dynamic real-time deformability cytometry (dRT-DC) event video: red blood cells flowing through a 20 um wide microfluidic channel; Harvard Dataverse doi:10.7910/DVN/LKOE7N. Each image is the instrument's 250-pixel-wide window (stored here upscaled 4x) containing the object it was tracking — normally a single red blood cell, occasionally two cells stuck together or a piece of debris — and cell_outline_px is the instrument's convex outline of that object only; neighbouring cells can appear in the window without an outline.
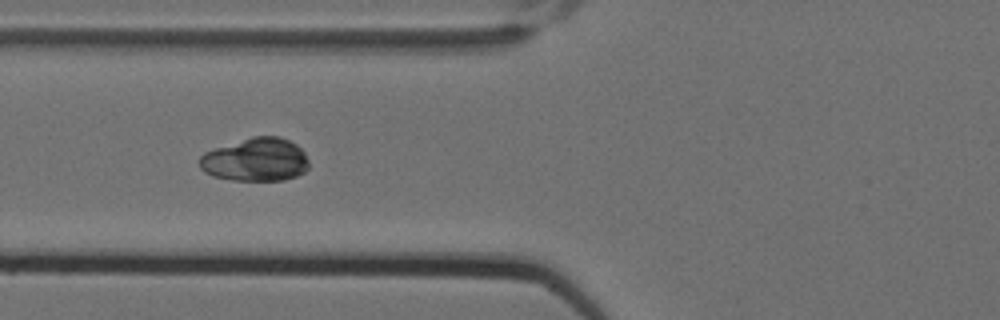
{"species": "Egyptian fruit bat (a non-hibernating species)", "species_latin": "Rousettus aegyptiacus", "temperature_condition": "cold", "stored_images_in_passage": 6, "camera_frame_rate_fps": 3000, "um_per_image_px": 0.085, "animal": {"sex": "female"}, "frame": {"image": 1, "passage_image": 5, "time_ms": 1.333, "image_size_px": [1000, 320], "cell_outline_px": [[308, 168], [304, 172], [296, 176], [284, 180], [232, 180], [212, 176], [204, 172], [200, 168], [200, 156], [204, 152], [252, 136], [280, 136], [296, 144], [304, 152], [308, 160]], "centroid_in_image_um": [21.73, 13.58], "position_along_channel_um": 104.1, "area_um2": 27.57}}
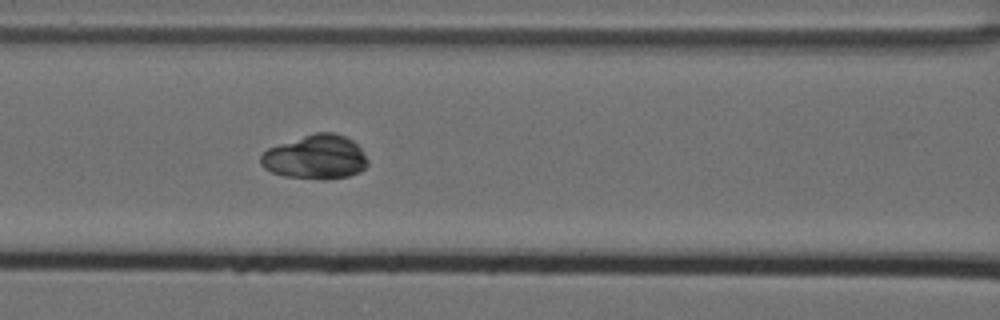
{"frame": {"image": 2, "passage_image": 6, "time_ms": 1.667, "image_size_px": [1000, 320], "cell_outline_px": [[368, 164], [360, 172], [348, 176], [324, 180], [284, 176], [272, 172], [264, 168], [260, 164], [260, 156], [268, 148], [316, 132], [332, 132], [344, 136], [352, 140], [364, 152], [368, 160]], "centroid_in_image_um": [26.83, 13.37], "position_along_channel_um": 139.8, "area_um2": 27.46}}